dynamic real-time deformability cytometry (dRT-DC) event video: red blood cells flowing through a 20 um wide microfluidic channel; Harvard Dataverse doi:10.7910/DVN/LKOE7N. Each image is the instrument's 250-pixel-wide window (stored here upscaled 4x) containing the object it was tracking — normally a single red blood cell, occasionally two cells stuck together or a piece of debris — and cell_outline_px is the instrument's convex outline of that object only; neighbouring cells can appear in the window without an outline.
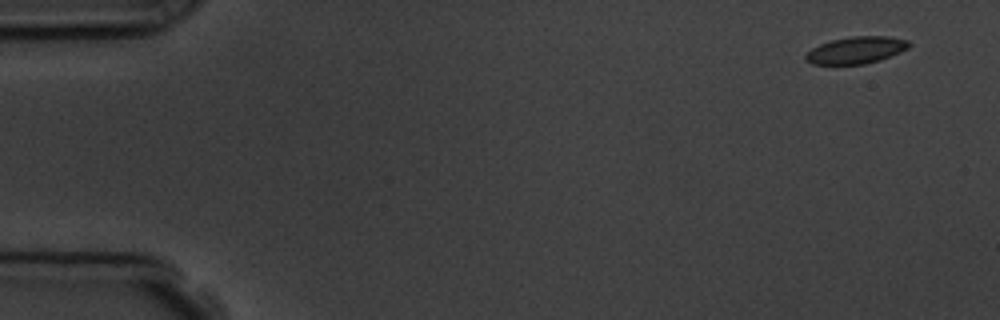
{"species": "common noctule bat (a hibernating species)", "species_latin": "Nyctalus noctula", "temperature_condition": "room temperature", "stored_images_in_passage": 3, "camera_frame_rate_fps": 3000, "um_per_image_px": 0.085, "animal": {"sex": "male", "body_mass_g": 19.5, "forearm_length_mm": 54.6}, "frame": {"image": 1, "passage_image": 1, "time_ms": 0.0, "image_size_px": [1000, 320], "cell_outline_px": [[912, 44], [908, 48], [900, 52], [880, 60], [864, 64], [812, 64], [804, 60], [804, 56], [812, 48], [820, 44], [832, 40], [852, 36], [888, 36], [908, 40]], "centroid_in_image_um": [72.78, 4.26], "position_along_channel_um": 12.2, "area_um2": 16.24}}